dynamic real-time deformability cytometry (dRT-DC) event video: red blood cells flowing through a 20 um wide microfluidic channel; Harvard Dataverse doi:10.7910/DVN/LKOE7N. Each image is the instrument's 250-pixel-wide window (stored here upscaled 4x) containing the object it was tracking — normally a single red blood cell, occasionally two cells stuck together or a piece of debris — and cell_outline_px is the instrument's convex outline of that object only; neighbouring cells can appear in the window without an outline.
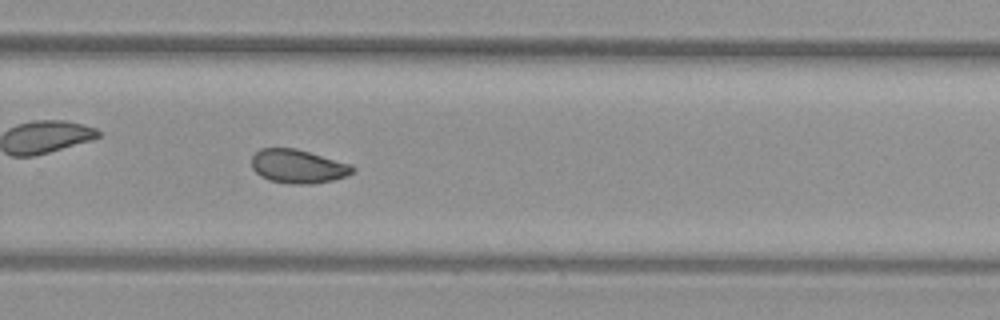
{"species": "common noctule bat (a hibernating species)", "species_latin": "Nyctalus noctula", "temperature_condition": "warm", "stored_images_in_passage": 38, "camera_frame_rate_fps": 3000, "um_per_image_px": 0.085, "animal": {"sex": "female", "body_mass_g": 29.2, "forearm_length_mm": 56.3}, "frame": {"image": 1, "passage_image": 22, "time_ms": 7.0, "image_size_px": [1000, 320], "cell_outline_px": [[356, 168], [348, 176], [332, 180], [312, 184], [288, 184], [268, 180], [260, 176], [252, 168], [252, 156], [260, 148], [296, 148], [352, 164]], "centroid_in_image_um": [25.34, 14.14], "position_along_channel_um": 304.5, "area_um2": 20.06}, "authors_computed_cell_mechanics": {"area_um2": 20.5768, "velocity_mm_per_s": 4.0631, "shape_relaxation_time_tau1_ms": 9.8533, "shape_relaxation_time_tau2_ms": 2.6897, "deformation_change_tau1": 0.1793, "deformation_change_tau2": 0.0635}}